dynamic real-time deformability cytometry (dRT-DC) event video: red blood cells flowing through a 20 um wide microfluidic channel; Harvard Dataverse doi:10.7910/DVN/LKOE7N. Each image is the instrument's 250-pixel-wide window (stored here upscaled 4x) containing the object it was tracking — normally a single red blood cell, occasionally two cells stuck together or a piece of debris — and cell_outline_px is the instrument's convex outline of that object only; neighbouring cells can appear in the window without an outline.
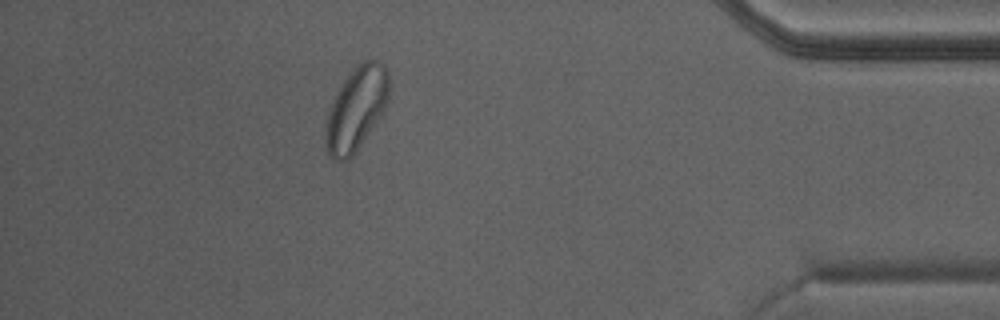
{"species": "Egyptian fruit bat (a non-hibernating species)", "species_latin": "Rousettus aegyptiacus", "temperature_condition": "warm", "stored_images_in_passage": 30, "camera_frame_rate_fps": 3000, "um_per_image_px": 0.085, "animal": {"sex": "male"}, "frame": {"image": 1, "passage_image": 26, "time_ms": 8.333, "image_size_px": [1000, 320], "cell_outline_px": [[388, 96], [384, 108], [352, 156], [348, 160], [332, 160], [328, 156], [324, 144], [324, 140], [328, 112], [340, 84], [356, 64], [364, 60], [380, 60], [388, 68]], "centroid_in_image_um": [30.24, 9.21], "position_along_channel_um": 405.0, "area_um2": 30.52}}